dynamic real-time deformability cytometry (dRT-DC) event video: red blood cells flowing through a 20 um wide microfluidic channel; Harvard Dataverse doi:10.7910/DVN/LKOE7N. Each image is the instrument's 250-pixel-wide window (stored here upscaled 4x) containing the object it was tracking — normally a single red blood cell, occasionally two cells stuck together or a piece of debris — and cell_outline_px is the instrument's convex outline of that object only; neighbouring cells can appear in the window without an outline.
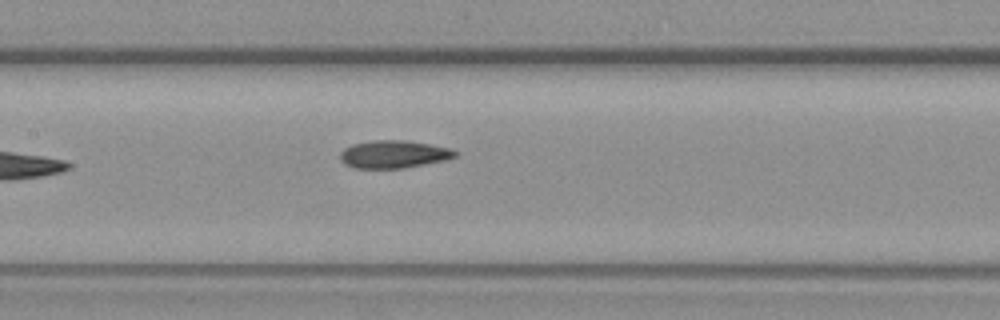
{"species": "common noctule bat (a hibernating species)", "species_latin": "Nyctalus noctula", "temperature_condition": "warm", "stored_images_in_passage": 7, "camera_frame_rate_fps": 3000, "um_per_image_px": 0.085, "animal": {"sex": "female", "body_mass_g": 19.3, "forearm_length_mm": 54.1}, "frame": {"image": 1, "passage_image": 7, "time_ms": 8.0, "image_size_px": [1000, 320], "cell_outline_px": [[460, 152], [456, 156], [448, 160], [404, 168], [356, 168], [344, 164], [340, 160], [340, 152], [344, 148], [352, 144], [372, 140], [404, 140], [452, 148]], "centroid_in_image_um": [33.49, 13.11], "position_along_channel_um": 173.9, "area_um2": 18.79}}